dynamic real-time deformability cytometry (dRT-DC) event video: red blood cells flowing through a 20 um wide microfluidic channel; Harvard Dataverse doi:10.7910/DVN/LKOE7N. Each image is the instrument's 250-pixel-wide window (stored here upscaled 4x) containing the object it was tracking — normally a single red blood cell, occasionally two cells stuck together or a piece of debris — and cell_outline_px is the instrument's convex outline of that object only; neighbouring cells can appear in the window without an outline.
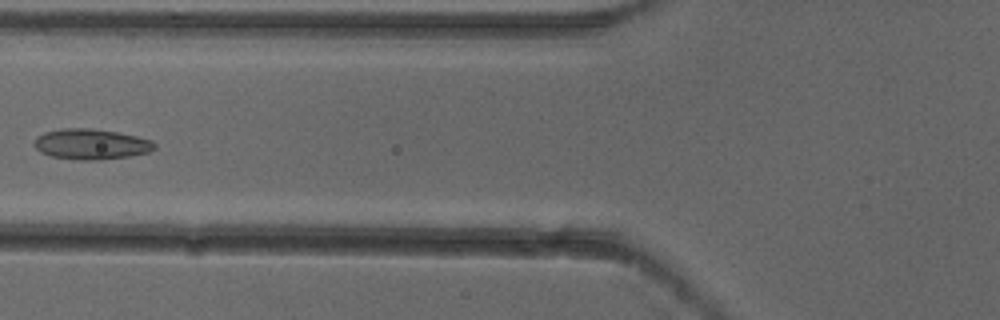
{"species": "common noctule bat (a hibernating species)", "species_latin": "Nyctalus noctula", "temperature_condition": "cold", "stored_images_in_passage": 8, "camera_frame_rate_fps": 3000, "um_per_image_px": 0.085, "animal": {"sex": "female"}, "frame": {"image": 1, "passage_image": 7, "time_ms": 2.0, "image_size_px": [1000, 320], "cell_outline_px": [[156, 148], [148, 152], [128, 156], [100, 160], [80, 160], [52, 156], [40, 152], [32, 144], [36, 136], [44, 132], [64, 128], [92, 128], [116, 132], [136, 136], [152, 140], [156, 144]], "centroid_in_image_um": [7.72, 12.25], "position_along_channel_um": 118.1, "area_um2": 21.44}}
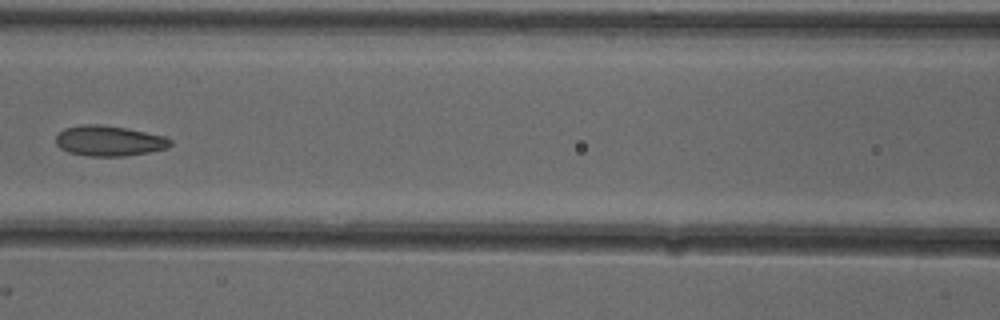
{"frame": {"image": 2, "passage_image": 8, "time_ms": 2.333, "image_size_px": [1000, 320], "cell_outline_px": [[172, 144], [168, 148], [148, 152], [124, 156], [88, 156], [68, 152], [60, 148], [56, 144], [56, 136], [64, 128], [84, 124], [96, 124], [124, 128], [164, 136], [172, 140]], "centroid_in_image_um": [9.26, 11.98], "position_along_channel_um": 157.3, "area_um2": 20.11}}